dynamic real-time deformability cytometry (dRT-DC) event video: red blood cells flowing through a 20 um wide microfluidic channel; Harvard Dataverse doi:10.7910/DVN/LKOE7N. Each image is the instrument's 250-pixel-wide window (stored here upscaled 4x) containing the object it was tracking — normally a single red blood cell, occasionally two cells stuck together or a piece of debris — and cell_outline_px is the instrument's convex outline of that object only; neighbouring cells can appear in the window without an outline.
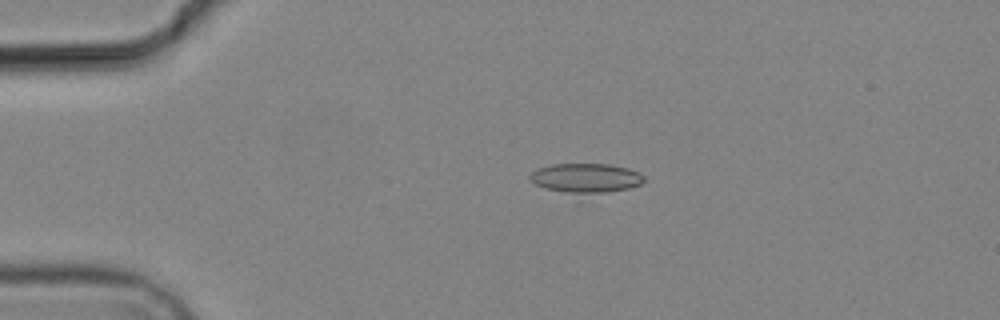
{"species": "common noctule bat (a hibernating species)", "species_latin": "Nyctalus noctula", "temperature_condition": "cold", "stored_images_in_passage": 6, "camera_frame_rate_fps": 3000, "um_per_image_px": 0.085, "animal": {"sex": "male", "body_mass_g": 19.2, "forearm_length_mm": 51.8}, "frame": {"image": 1, "passage_image": 4, "time_ms": 4.667, "image_size_px": [1000, 320], "cell_outline_px": [[644, 180], [640, 184], [628, 188], [576, 204], [528, 180], [528, 176], [536, 168], [552, 164], [608, 164], [628, 168], [640, 172], [644, 176]], "centroid_in_image_um": [49.71, 15.31], "position_along_channel_um": 35.3, "area_um2": 22.37}}
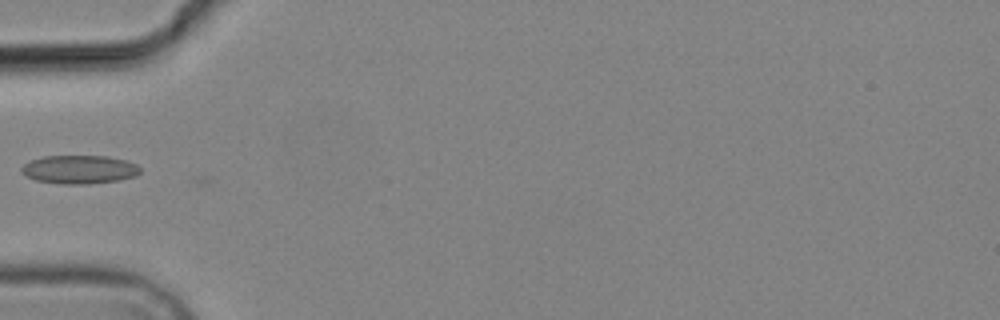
{"frame": {"image": 2, "passage_image": 6, "time_ms": 7.0, "image_size_px": [1000, 320], "cell_outline_px": [[140, 172], [136, 176], [120, 180], [88, 184], [64, 184], [36, 180], [20, 172], [20, 168], [28, 160], [44, 156], [108, 156], [124, 160], [136, 164], [140, 168]], "centroid_in_image_um": [6.73, 14.4], "position_along_channel_um": 78.3, "area_um2": 19.77}}